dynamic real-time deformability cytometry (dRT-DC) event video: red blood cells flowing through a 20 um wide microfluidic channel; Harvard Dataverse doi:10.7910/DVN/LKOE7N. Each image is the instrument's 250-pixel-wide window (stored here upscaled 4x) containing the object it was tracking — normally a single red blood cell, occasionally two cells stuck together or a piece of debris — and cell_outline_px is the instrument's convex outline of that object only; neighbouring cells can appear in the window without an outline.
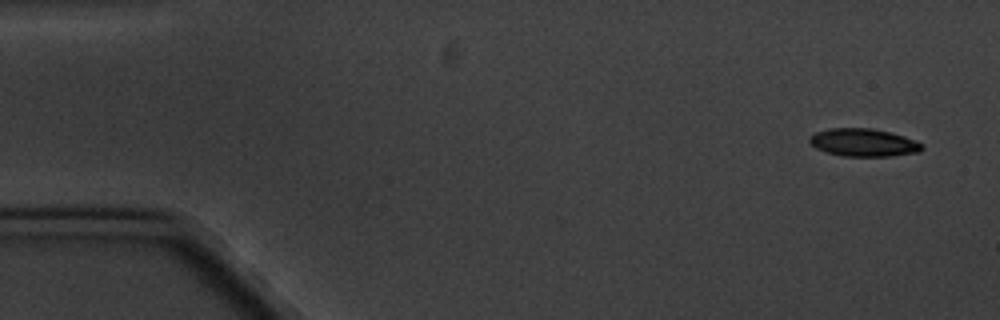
{"species": "common noctule bat (a hibernating species)", "species_latin": "Nyctalus noctula", "temperature_condition": "cold", "stored_images_in_passage": 5, "camera_frame_rate_fps": 3000, "um_per_image_px": 0.085, "animal": {"sex": "male", "body_mass_g": 20.1, "forearm_length_mm": 53.5}, "frame": {"image": 1, "passage_image": 1, "time_ms": 0.0, "image_size_px": [1000, 320], "cell_outline_px": [[924, 148], [920, 152], [892, 156], [840, 156], [816, 148], [808, 140], [808, 136], [816, 132], [828, 128], [872, 128], [892, 132], [916, 140], [924, 144]], "centroid_in_image_um": [73.43, 12.11], "position_along_channel_um": 11.6, "area_um2": 18.5}}
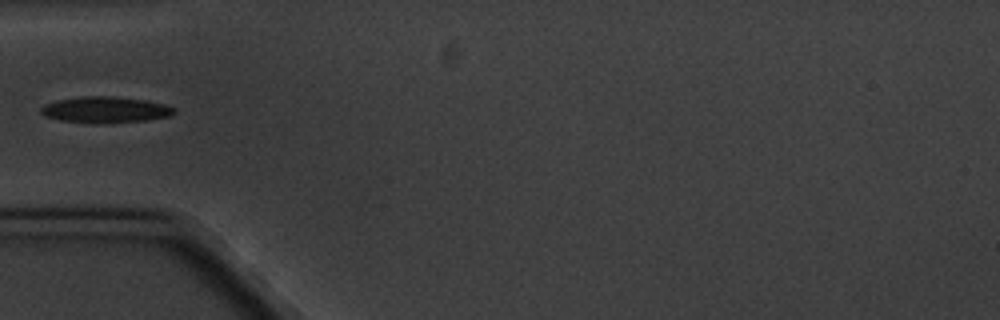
{"frame": {"image": 2, "passage_image": 5, "time_ms": 5.333, "image_size_px": [1000, 320], "cell_outline_px": [[176, 112], [172, 116], [144, 120], [60, 120], [44, 116], [40, 112], [40, 108], [44, 104], [56, 100], [80, 96], [112, 96], [144, 100], [164, 104], [176, 108]], "centroid_in_image_um": [8.96, 9.26], "position_along_channel_um": 76.0, "area_um2": 19.25}}